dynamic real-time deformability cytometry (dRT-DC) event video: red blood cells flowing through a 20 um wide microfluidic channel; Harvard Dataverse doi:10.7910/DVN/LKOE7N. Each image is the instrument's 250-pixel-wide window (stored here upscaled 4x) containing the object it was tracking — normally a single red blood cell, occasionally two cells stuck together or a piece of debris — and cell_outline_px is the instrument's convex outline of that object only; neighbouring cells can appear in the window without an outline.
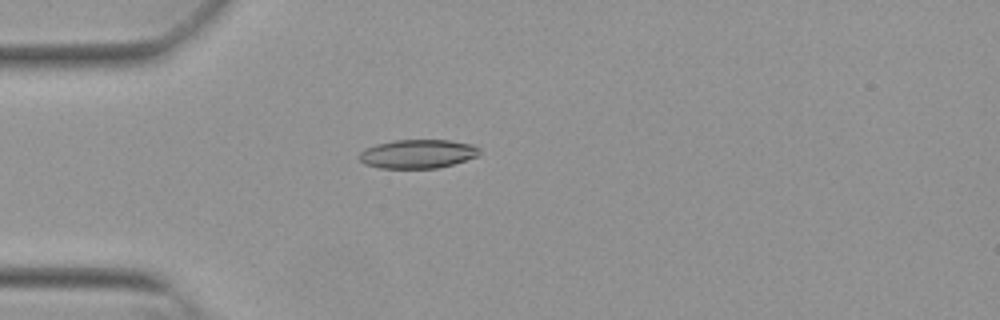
{"species": "Egyptian fruit bat (a non-hibernating species)", "species_latin": "Rousettus aegyptiacus", "temperature_condition": "warm", "stored_images_in_passage": 46, "camera_frame_rate_fps": 3000, "um_per_image_px": 0.085, "animal": {"sex": "female"}, "frame": {"image": 1, "passage_image": 8, "time_ms": 2.333, "image_size_px": [1000, 320], "cell_outline_px": [[480, 152], [476, 156], [440, 168], [380, 168], [364, 164], [356, 156], [364, 148], [376, 144], [396, 140], [448, 140], [472, 144], [480, 148]], "centroid_in_image_um": [35.45, 13.08], "position_along_channel_um": 49.5, "area_um2": 20.23}}
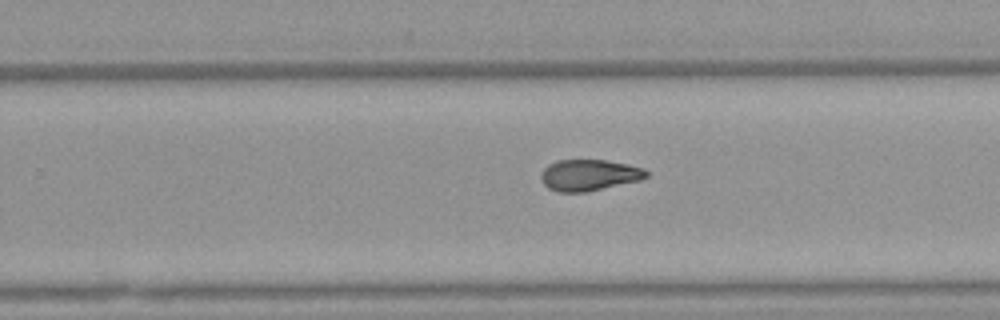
{"frame": {"image": 2, "passage_image": 27, "time_ms": 8.667, "image_size_px": [1000, 320], "cell_outline_px": [[648, 176], [640, 180], [584, 192], [556, 192], [548, 188], [544, 184], [540, 176], [544, 168], [548, 164], [556, 160], [604, 160], [628, 164], [644, 168], [648, 172]], "centroid_in_image_um": [50.06, 14.87], "position_along_channel_um": 279.7, "area_um2": 19.13}}
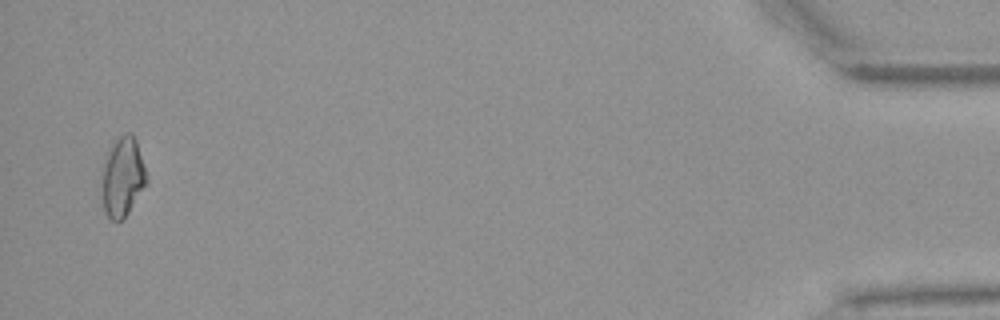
{"frame": {"image": 3, "passage_image": 45, "time_ms": 14.667, "image_size_px": [1000, 320], "cell_outline_px": [[148, 180], [124, 220], [112, 220], [104, 212], [100, 184], [100, 172], [108, 148], [120, 136], [128, 132], [132, 132], [136, 140], [148, 176]], "centroid_in_image_um": [10.38, 15.04], "position_along_channel_um": 424.8, "area_um2": 21.21}, "authors_computed_cell_mechanics": {"area_um2": 19.652, "velocity_mm_per_s": 3.85, "shape_relaxation_time_tau1_ms": null, "shape_relaxation_time_tau2_ms": 3.9124, "deformation_change_tau1": null, "deformation_change_tau2": 0.0995}}